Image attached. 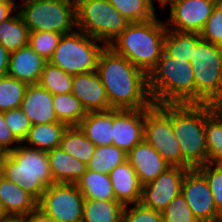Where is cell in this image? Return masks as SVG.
<instances>
[{
    "label": "cell",
    "instance_id": "cell-1",
    "mask_svg": "<svg viewBox=\"0 0 222 222\" xmlns=\"http://www.w3.org/2000/svg\"><path fill=\"white\" fill-rule=\"evenodd\" d=\"M105 87L111 109H142L153 102L148 90L147 74L105 46L96 67Z\"/></svg>",
    "mask_w": 222,
    "mask_h": 222
},
{
    "label": "cell",
    "instance_id": "cell-2",
    "mask_svg": "<svg viewBox=\"0 0 222 222\" xmlns=\"http://www.w3.org/2000/svg\"><path fill=\"white\" fill-rule=\"evenodd\" d=\"M158 17L144 22L129 23L109 45L147 75L157 65L164 50L167 28L165 20L163 22Z\"/></svg>",
    "mask_w": 222,
    "mask_h": 222
},
{
    "label": "cell",
    "instance_id": "cell-3",
    "mask_svg": "<svg viewBox=\"0 0 222 222\" xmlns=\"http://www.w3.org/2000/svg\"><path fill=\"white\" fill-rule=\"evenodd\" d=\"M148 76V90L155 104L195 103L194 70L187 59H176L164 50Z\"/></svg>",
    "mask_w": 222,
    "mask_h": 222
},
{
    "label": "cell",
    "instance_id": "cell-4",
    "mask_svg": "<svg viewBox=\"0 0 222 222\" xmlns=\"http://www.w3.org/2000/svg\"><path fill=\"white\" fill-rule=\"evenodd\" d=\"M208 103L171 104V123L183 159L197 168L208 163L205 120L211 114Z\"/></svg>",
    "mask_w": 222,
    "mask_h": 222
},
{
    "label": "cell",
    "instance_id": "cell-5",
    "mask_svg": "<svg viewBox=\"0 0 222 222\" xmlns=\"http://www.w3.org/2000/svg\"><path fill=\"white\" fill-rule=\"evenodd\" d=\"M3 177L22 187L37 201L47 187L52 185L47 151L20 143L10 151L4 162Z\"/></svg>",
    "mask_w": 222,
    "mask_h": 222
},
{
    "label": "cell",
    "instance_id": "cell-6",
    "mask_svg": "<svg viewBox=\"0 0 222 222\" xmlns=\"http://www.w3.org/2000/svg\"><path fill=\"white\" fill-rule=\"evenodd\" d=\"M18 11L29 32L62 35L76 30V4L69 0H21Z\"/></svg>",
    "mask_w": 222,
    "mask_h": 222
},
{
    "label": "cell",
    "instance_id": "cell-7",
    "mask_svg": "<svg viewBox=\"0 0 222 222\" xmlns=\"http://www.w3.org/2000/svg\"><path fill=\"white\" fill-rule=\"evenodd\" d=\"M129 22L108 0H80L76 4V29L109 46Z\"/></svg>",
    "mask_w": 222,
    "mask_h": 222
},
{
    "label": "cell",
    "instance_id": "cell-8",
    "mask_svg": "<svg viewBox=\"0 0 222 222\" xmlns=\"http://www.w3.org/2000/svg\"><path fill=\"white\" fill-rule=\"evenodd\" d=\"M104 47L100 41L76 29L62 35L48 62L71 75L93 72Z\"/></svg>",
    "mask_w": 222,
    "mask_h": 222
},
{
    "label": "cell",
    "instance_id": "cell-9",
    "mask_svg": "<svg viewBox=\"0 0 222 222\" xmlns=\"http://www.w3.org/2000/svg\"><path fill=\"white\" fill-rule=\"evenodd\" d=\"M190 63L195 77V103L222 99V47L201 39Z\"/></svg>",
    "mask_w": 222,
    "mask_h": 222
},
{
    "label": "cell",
    "instance_id": "cell-10",
    "mask_svg": "<svg viewBox=\"0 0 222 222\" xmlns=\"http://www.w3.org/2000/svg\"><path fill=\"white\" fill-rule=\"evenodd\" d=\"M144 139L170 166L192 167L183 159L171 123V104L152 103L146 108Z\"/></svg>",
    "mask_w": 222,
    "mask_h": 222
},
{
    "label": "cell",
    "instance_id": "cell-11",
    "mask_svg": "<svg viewBox=\"0 0 222 222\" xmlns=\"http://www.w3.org/2000/svg\"><path fill=\"white\" fill-rule=\"evenodd\" d=\"M84 200L75 183H53L43 192L38 207L57 222H82Z\"/></svg>",
    "mask_w": 222,
    "mask_h": 222
},
{
    "label": "cell",
    "instance_id": "cell-12",
    "mask_svg": "<svg viewBox=\"0 0 222 222\" xmlns=\"http://www.w3.org/2000/svg\"><path fill=\"white\" fill-rule=\"evenodd\" d=\"M181 194L199 222H219L221 213L215 206L207 180L197 168L187 170L182 180Z\"/></svg>",
    "mask_w": 222,
    "mask_h": 222
},
{
    "label": "cell",
    "instance_id": "cell-13",
    "mask_svg": "<svg viewBox=\"0 0 222 222\" xmlns=\"http://www.w3.org/2000/svg\"><path fill=\"white\" fill-rule=\"evenodd\" d=\"M218 0H175L169 8L165 21L168 30L201 33Z\"/></svg>",
    "mask_w": 222,
    "mask_h": 222
},
{
    "label": "cell",
    "instance_id": "cell-14",
    "mask_svg": "<svg viewBox=\"0 0 222 222\" xmlns=\"http://www.w3.org/2000/svg\"><path fill=\"white\" fill-rule=\"evenodd\" d=\"M189 168L170 166L155 180L142 185L140 203L162 212L181 193V184Z\"/></svg>",
    "mask_w": 222,
    "mask_h": 222
},
{
    "label": "cell",
    "instance_id": "cell-15",
    "mask_svg": "<svg viewBox=\"0 0 222 222\" xmlns=\"http://www.w3.org/2000/svg\"><path fill=\"white\" fill-rule=\"evenodd\" d=\"M146 108L112 109V144L128 153L144 139Z\"/></svg>",
    "mask_w": 222,
    "mask_h": 222
},
{
    "label": "cell",
    "instance_id": "cell-16",
    "mask_svg": "<svg viewBox=\"0 0 222 222\" xmlns=\"http://www.w3.org/2000/svg\"><path fill=\"white\" fill-rule=\"evenodd\" d=\"M71 93L86 112L111 110L105 87L96 71L73 75Z\"/></svg>",
    "mask_w": 222,
    "mask_h": 222
},
{
    "label": "cell",
    "instance_id": "cell-17",
    "mask_svg": "<svg viewBox=\"0 0 222 222\" xmlns=\"http://www.w3.org/2000/svg\"><path fill=\"white\" fill-rule=\"evenodd\" d=\"M127 161L134 168L141 185L155 180L170 165L145 140L136 144L128 153Z\"/></svg>",
    "mask_w": 222,
    "mask_h": 222
},
{
    "label": "cell",
    "instance_id": "cell-18",
    "mask_svg": "<svg viewBox=\"0 0 222 222\" xmlns=\"http://www.w3.org/2000/svg\"><path fill=\"white\" fill-rule=\"evenodd\" d=\"M20 109L32 125L59 122L53 107V94L39 84L28 85Z\"/></svg>",
    "mask_w": 222,
    "mask_h": 222
},
{
    "label": "cell",
    "instance_id": "cell-19",
    "mask_svg": "<svg viewBox=\"0 0 222 222\" xmlns=\"http://www.w3.org/2000/svg\"><path fill=\"white\" fill-rule=\"evenodd\" d=\"M46 62L27 45L10 52L7 75L28 85L38 84Z\"/></svg>",
    "mask_w": 222,
    "mask_h": 222
},
{
    "label": "cell",
    "instance_id": "cell-20",
    "mask_svg": "<svg viewBox=\"0 0 222 222\" xmlns=\"http://www.w3.org/2000/svg\"><path fill=\"white\" fill-rule=\"evenodd\" d=\"M116 200L123 206L140 203L142 185L128 161L109 173Z\"/></svg>",
    "mask_w": 222,
    "mask_h": 222
},
{
    "label": "cell",
    "instance_id": "cell-21",
    "mask_svg": "<svg viewBox=\"0 0 222 222\" xmlns=\"http://www.w3.org/2000/svg\"><path fill=\"white\" fill-rule=\"evenodd\" d=\"M0 201L9 217H23L38 207V201L19 185L0 177Z\"/></svg>",
    "mask_w": 222,
    "mask_h": 222
},
{
    "label": "cell",
    "instance_id": "cell-22",
    "mask_svg": "<svg viewBox=\"0 0 222 222\" xmlns=\"http://www.w3.org/2000/svg\"><path fill=\"white\" fill-rule=\"evenodd\" d=\"M54 183H77L87 170V165L57 147L47 151Z\"/></svg>",
    "mask_w": 222,
    "mask_h": 222
},
{
    "label": "cell",
    "instance_id": "cell-23",
    "mask_svg": "<svg viewBox=\"0 0 222 222\" xmlns=\"http://www.w3.org/2000/svg\"><path fill=\"white\" fill-rule=\"evenodd\" d=\"M78 127L96 147L112 145V109L87 112Z\"/></svg>",
    "mask_w": 222,
    "mask_h": 222
},
{
    "label": "cell",
    "instance_id": "cell-24",
    "mask_svg": "<svg viewBox=\"0 0 222 222\" xmlns=\"http://www.w3.org/2000/svg\"><path fill=\"white\" fill-rule=\"evenodd\" d=\"M67 127L62 122L33 124L22 143L45 151L60 147L62 135Z\"/></svg>",
    "mask_w": 222,
    "mask_h": 222
},
{
    "label": "cell",
    "instance_id": "cell-25",
    "mask_svg": "<svg viewBox=\"0 0 222 222\" xmlns=\"http://www.w3.org/2000/svg\"><path fill=\"white\" fill-rule=\"evenodd\" d=\"M86 199L116 200L109 175L87 169L76 183Z\"/></svg>",
    "mask_w": 222,
    "mask_h": 222
},
{
    "label": "cell",
    "instance_id": "cell-26",
    "mask_svg": "<svg viewBox=\"0 0 222 222\" xmlns=\"http://www.w3.org/2000/svg\"><path fill=\"white\" fill-rule=\"evenodd\" d=\"M124 206L117 200L86 199L82 222H122Z\"/></svg>",
    "mask_w": 222,
    "mask_h": 222
},
{
    "label": "cell",
    "instance_id": "cell-27",
    "mask_svg": "<svg viewBox=\"0 0 222 222\" xmlns=\"http://www.w3.org/2000/svg\"><path fill=\"white\" fill-rule=\"evenodd\" d=\"M29 29L17 10L0 24V44L9 52L28 45Z\"/></svg>",
    "mask_w": 222,
    "mask_h": 222
},
{
    "label": "cell",
    "instance_id": "cell-28",
    "mask_svg": "<svg viewBox=\"0 0 222 222\" xmlns=\"http://www.w3.org/2000/svg\"><path fill=\"white\" fill-rule=\"evenodd\" d=\"M64 152L77 160L88 164L93 157L96 145H94L78 126L67 127L60 143Z\"/></svg>",
    "mask_w": 222,
    "mask_h": 222
},
{
    "label": "cell",
    "instance_id": "cell-29",
    "mask_svg": "<svg viewBox=\"0 0 222 222\" xmlns=\"http://www.w3.org/2000/svg\"><path fill=\"white\" fill-rule=\"evenodd\" d=\"M199 33L166 31L164 37V51L176 59H187L190 62L196 44L201 40Z\"/></svg>",
    "mask_w": 222,
    "mask_h": 222
},
{
    "label": "cell",
    "instance_id": "cell-30",
    "mask_svg": "<svg viewBox=\"0 0 222 222\" xmlns=\"http://www.w3.org/2000/svg\"><path fill=\"white\" fill-rule=\"evenodd\" d=\"M53 107L59 122L70 126H78L87 112L79 99L72 93L53 95Z\"/></svg>",
    "mask_w": 222,
    "mask_h": 222
},
{
    "label": "cell",
    "instance_id": "cell-31",
    "mask_svg": "<svg viewBox=\"0 0 222 222\" xmlns=\"http://www.w3.org/2000/svg\"><path fill=\"white\" fill-rule=\"evenodd\" d=\"M127 161V153L115 145L98 146L87 169L109 175L118 165Z\"/></svg>",
    "mask_w": 222,
    "mask_h": 222
},
{
    "label": "cell",
    "instance_id": "cell-32",
    "mask_svg": "<svg viewBox=\"0 0 222 222\" xmlns=\"http://www.w3.org/2000/svg\"><path fill=\"white\" fill-rule=\"evenodd\" d=\"M129 22H144L155 18L158 12L150 0H108ZM156 11V12H155Z\"/></svg>",
    "mask_w": 222,
    "mask_h": 222
},
{
    "label": "cell",
    "instance_id": "cell-33",
    "mask_svg": "<svg viewBox=\"0 0 222 222\" xmlns=\"http://www.w3.org/2000/svg\"><path fill=\"white\" fill-rule=\"evenodd\" d=\"M72 81L73 75L47 61L38 84L53 95H57L71 93Z\"/></svg>",
    "mask_w": 222,
    "mask_h": 222
},
{
    "label": "cell",
    "instance_id": "cell-34",
    "mask_svg": "<svg viewBox=\"0 0 222 222\" xmlns=\"http://www.w3.org/2000/svg\"><path fill=\"white\" fill-rule=\"evenodd\" d=\"M27 87L9 75L0 76V112L20 108Z\"/></svg>",
    "mask_w": 222,
    "mask_h": 222
},
{
    "label": "cell",
    "instance_id": "cell-35",
    "mask_svg": "<svg viewBox=\"0 0 222 222\" xmlns=\"http://www.w3.org/2000/svg\"><path fill=\"white\" fill-rule=\"evenodd\" d=\"M205 138L209 163H222V123L211 113L205 120Z\"/></svg>",
    "mask_w": 222,
    "mask_h": 222
},
{
    "label": "cell",
    "instance_id": "cell-36",
    "mask_svg": "<svg viewBox=\"0 0 222 222\" xmlns=\"http://www.w3.org/2000/svg\"><path fill=\"white\" fill-rule=\"evenodd\" d=\"M62 34L54 32H30L28 45L46 61L52 57Z\"/></svg>",
    "mask_w": 222,
    "mask_h": 222
},
{
    "label": "cell",
    "instance_id": "cell-37",
    "mask_svg": "<svg viewBox=\"0 0 222 222\" xmlns=\"http://www.w3.org/2000/svg\"><path fill=\"white\" fill-rule=\"evenodd\" d=\"M208 182L217 210L222 214V163H206L197 167Z\"/></svg>",
    "mask_w": 222,
    "mask_h": 222
},
{
    "label": "cell",
    "instance_id": "cell-38",
    "mask_svg": "<svg viewBox=\"0 0 222 222\" xmlns=\"http://www.w3.org/2000/svg\"><path fill=\"white\" fill-rule=\"evenodd\" d=\"M163 222H199L180 193L162 211Z\"/></svg>",
    "mask_w": 222,
    "mask_h": 222
},
{
    "label": "cell",
    "instance_id": "cell-39",
    "mask_svg": "<svg viewBox=\"0 0 222 222\" xmlns=\"http://www.w3.org/2000/svg\"><path fill=\"white\" fill-rule=\"evenodd\" d=\"M200 35L202 39L222 47V0L215 4Z\"/></svg>",
    "mask_w": 222,
    "mask_h": 222
},
{
    "label": "cell",
    "instance_id": "cell-40",
    "mask_svg": "<svg viewBox=\"0 0 222 222\" xmlns=\"http://www.w3.org/2000/svg\"><path fill=\"white\" fill-rule=\"evenodd\" d=\"M4 120L15 138L22 143L32 126L24 112L20 108L5 111Z\"/></svg>",
    "mask_w": 222,
    "mask_h": 222
},
{
    "label": "cell",
    "instance_id": "cell-41",
    "mask_svg": "<svg viewBox=\"0 0 222 222\" xmlns=\"http://www.w3.org/2000/svg\"><path fill=\"white\" fill-rule=\"evenodd\" d=\"M122 222H163L162 212L141 203L124 206Z\"/></svg>",
    "mask_w": 222,
    "mask_h": 222
},
{
    "label": "cell",
    "instance_id": "cell-42",
    "mask_svg": "<svg viewBox=\"0 0 222 222\" xmlns=\"http://www.w3.org/2000/svg\"><path fill=\"white\" fill-rule=\"evenodd\" d=\"M19 144L20 142L15 138L5 123L4 112H0V147L10 152L19 146Z\"/></svg>",
    "mask_w": 222,
    "mask_h": 222
},
{
    "label": "cell",
    "instance_id": "cell-43",
    "mask_svg": "<svg viewBox=\"0 0 222 222\" xmlns=\"http://www.w3.org/2000/svg\"><path fill=\"white\" fill-rule=\"evenodd\" d=\"M18 10V4L15 0H6L0 2V24L10 18Z\"/></svg>",
    "mask_w": 222,
    "mask_h": 222
},
{
    "label": "cell",
    "instance_id": "cell-44",
    "mask_svg": "<svg viewBox=\"0 0 222 222\" xmlns=\"http://www.w3.org/2000/svg\"><path fill=\"white\" fill-rule=\"evenodd\" d=\"M23 222H57L54 218L47 215L39 207L22 217Z\"/></svg>",
    "mask_w": 222,
    "mask_h": 222
},
{
    "label": "cell",
    "instance_id": "cell-45",
    "mask_svg": "<svg viewBox=\"0 0 222 222\" xmlns=\"http://www.w3.org/2000/svg\"><path fill=\"white\" fill-rule=\"evenodd\" d=\"M10 52L0 44V76L7 75Z\"/></svg>",
    "mask_w": 222,
    "mask_h": 222
},
{
    "label": "cell",
    "instance_id": "cell-46",
    "mask_svg": "<svg viewBox=\"0 0 222 222\" xmlns=\"http://www.w3.org/2000/svg\"><path fill=\"white\" fill-rule=\"evenodd\" d=\"M211 112L220 120L222 123V99L214 100L208 103Z\"/></svg>",
    "mask_w": 222,
    "mask_h": 222
},
{
    "label": "cell",
    "instance_id": "cell-47",
    "mask_svg": "<svg viewBox=\"0 0 222 222\" xmlns=\"http://www.w3.org/2000/svg\"><path fill=\"white\" fill-rule=\"evenodd\" d=\"M8 154L9 152L6 149L0 147V177L3 175L4 162Z\"/></svg>",
    "mask_w": 222,
    "mask_h": 222
},
{
    "label": "cell",
    "instance_id": "cell-48",
    "mask_svg": "<svg viewBox=\"0 0 222 222\" xmlns=\"http://www.w3.org/2000/svg\"><path fill=\"white\" fill-rule=\"evenodd\" d=\"M155 0H150L151 4L155 7ZM158 6H160L163 10H165L166 6H168L171 2L175 0H157Z\"/></svg>",
    "mask_w": 222,
    "mask_h": 222
},
{
    "label": "cell",
    "instance_id": "cell-49",
    "mask_svg": "<svg viewBox=\"0 0 222 222\" xmlns=\"http://www.w3.org/2000/svg\"><path fill=\"white\" fill-rule=\"evenodd\" d=\"M7 218H9V216L6 213L3 204L0 201V221L6 220Z\"/></svg>",
    "mask_w": 222,
    "mask_h": 222
},
{
    "label": "cell",
    "instance_id": "cell-50",
    "mask_svg": "<svg viewBox=\"0 0 222 222\" xmlns=\"http://www.w3.org/2000/svg\"><path fill=\"white\" fill-rule=\"evenodd\" d=\"M0 222H23L22 217H9L6 220Z\"/></svg>",
    "mask_w": 222,
    "mask_h": 222
},
{
    "label": "cell",
    "instance_id": "cell-51",
    "mask_svg": "<svg viewBox=\"0 0 222 222\" xmlns=\"http://www.w3.org/2000/svg\"><path fill=\"white\" fill-rule=\"evenodd\" d=\"M69 1H71V2H73V3H75V4H77L80 0H69Z\"/></svg>",
    "mask_w": 222,
    "mask_h": 222
}]
</instances>
